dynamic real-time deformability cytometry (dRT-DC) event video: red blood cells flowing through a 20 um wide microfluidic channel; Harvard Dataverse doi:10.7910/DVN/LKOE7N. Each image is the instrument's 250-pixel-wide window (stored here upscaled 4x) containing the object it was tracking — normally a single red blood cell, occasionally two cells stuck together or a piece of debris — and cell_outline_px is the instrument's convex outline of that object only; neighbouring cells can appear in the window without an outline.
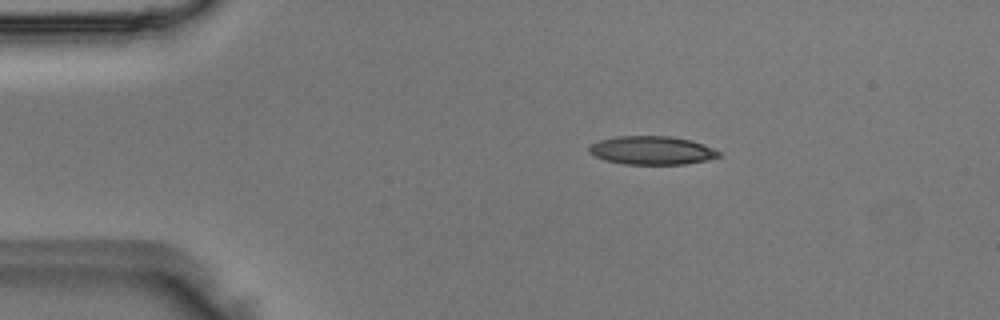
{"species": "Egyptian fruit bat (a non-hibernating species)", "species_latin": "Rousettus aegyptiacus", "temperature_condition": "room temperature", "stored_images_in_passage": 49, "camera_frame_rate_fps": 3000, "um_per_image_px": 0.085, "animal": {"sex": "male"}, "frame": {"image": 1, "passage_image": 8, "time_ms": 2.333, "image_size_px": [1000, 320], "cell_outline_px": [[720, 156], [708, 160], [684, 164], [624, 164], [604, 160], [588, 152], [588, 148], [592, 144], [600, 140], [616, 136], [672, 136], [692, 140], [712, 148], [720, 152]], "centroid_in_image_um": [55.4, 12.78], "position_along_channel_um": 29.6, "area_um2": 21.5}}
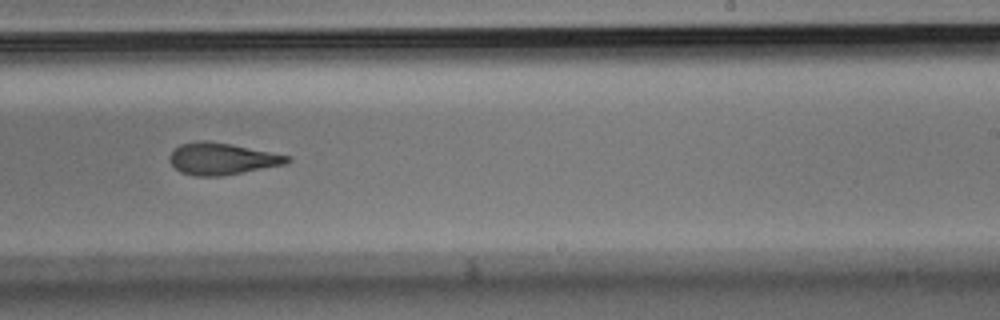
{"frame": {"image": 2, "passage_image": 30, "time_ms": 9.667, "image_size_px": [1000, 320], "cell_outline_px": [[292, 160], [284, 164], [220, 176], [196, 176], [180, 172], [168, 160], [172, 152], [180, 144], [196, 140], [208, 140], [232, 144], [292, 156]], "centroid_in_image_um": [18.86, 13.48], "position_along_channel_um": 270.1, "area_um2": 21.73}}
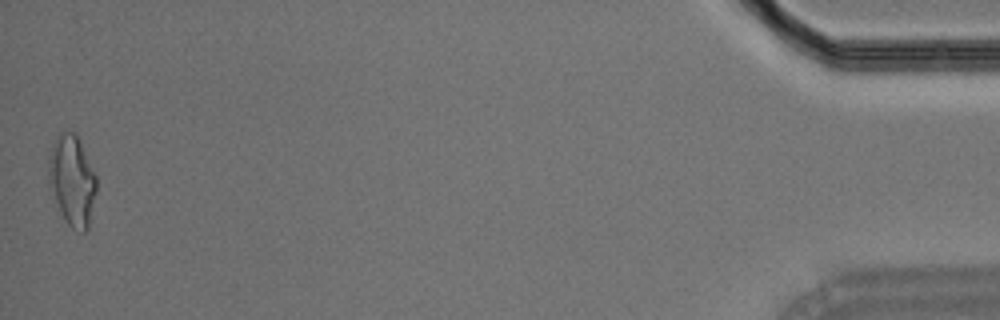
{"frame": {"image": 3, "passage_image": 49, "time_ms": 16.0, "image_size_px": [1000, 320], "cell_outline_px": [[96, 192], [88, 228], [84, 232], [72, 228], [68, 224], [48, 188], [48, 156], [56, 136], [60, 132], [76, 132], [96, 176]], "centroid_in_image_um": [6.11, 15.31], "position_along_channel_um": 429.1, "area_um2": 25.2}}